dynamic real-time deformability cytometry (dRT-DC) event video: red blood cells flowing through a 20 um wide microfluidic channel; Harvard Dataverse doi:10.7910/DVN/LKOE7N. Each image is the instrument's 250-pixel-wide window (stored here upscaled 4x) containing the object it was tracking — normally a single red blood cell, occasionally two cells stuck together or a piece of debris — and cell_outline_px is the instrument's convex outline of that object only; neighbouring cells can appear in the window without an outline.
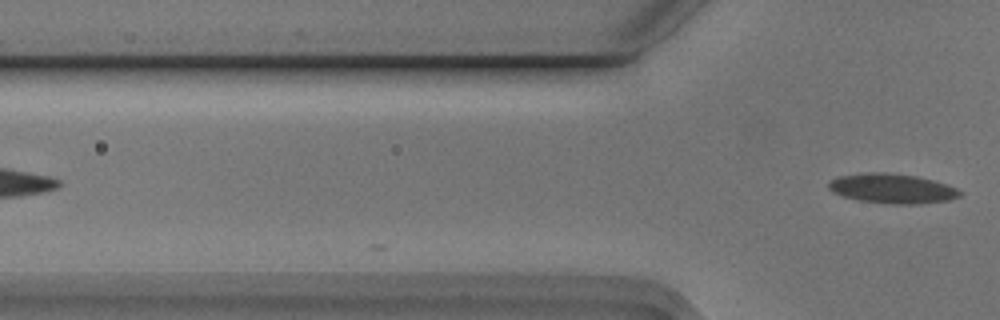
{"species": "Egyptian fruit bat (a non-hibernating species)", "species_latin": "Rousettus aegyptiacus", "temperature_condition": "cold", "stored_images_in_passage": 4, "camera_frame_rate_fps": 3000, "um_per_image_px": 0.085, "animal": {"sex": "male"}, "frame": {"image": 1, "passage_image": 4, "time_ms": 1.0, "image_size_px": [1000, 320], "cell_outline_px": [[964, 192], [960, 196], [952, 200], [920, 204], [888, 204], [856, 200], [832, 192], [828, 188], [828, 184], [832, 180], [840, 176], [872, 172], [884, 172], [916, 176], [948, 184]], "centroid_in_image_um": [75.89, 16.04], "position_along_channel_um": 49.9, "area_um2": 22.83}}